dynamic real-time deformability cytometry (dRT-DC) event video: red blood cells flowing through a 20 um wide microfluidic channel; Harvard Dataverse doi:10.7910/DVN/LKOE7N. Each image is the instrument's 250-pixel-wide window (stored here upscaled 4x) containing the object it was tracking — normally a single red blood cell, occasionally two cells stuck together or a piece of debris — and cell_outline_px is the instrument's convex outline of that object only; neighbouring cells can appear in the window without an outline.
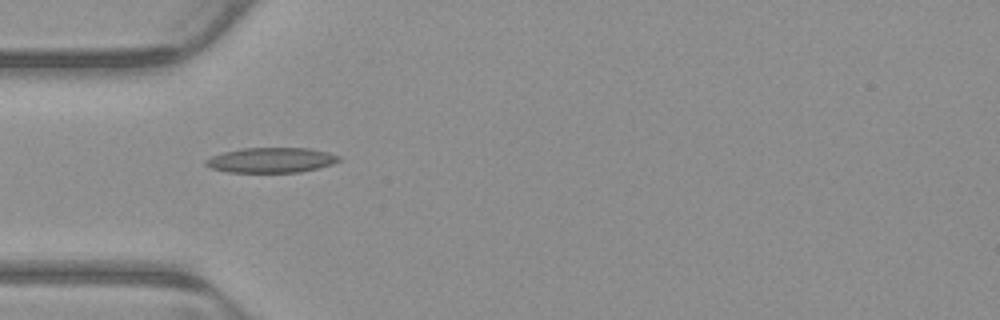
{"species": "common noctule bat (a hibernating species)", "species_latin": "Nyctalus noctula", "temperature_condition": "warm", "stored_images_in_passage": 4, "camera_frame_rate_fps": 3000, "um_per_image_px": 0.085, "animal": {"sex": "male", "body_mass_g": 23.1, "forearm_length_mm": 52.7}, "frame": {"image": 1, "passage_image": 3, "time_ms": 0.667, "image_size_px": [1000, 320], "cell_outline_px": [[340, 160], [332, 164], [320, 168], [300, 172], [228, 172], [212, 168], [204, 164], [204, 160], [212, 156], [224, 152], [244, 148], [308, 148], [328, 152], [340, 156]], "centroid_in_image_um": [23.07, 13.61], "position_along_channel_um": 61.9, "area_um2": 19.42}}
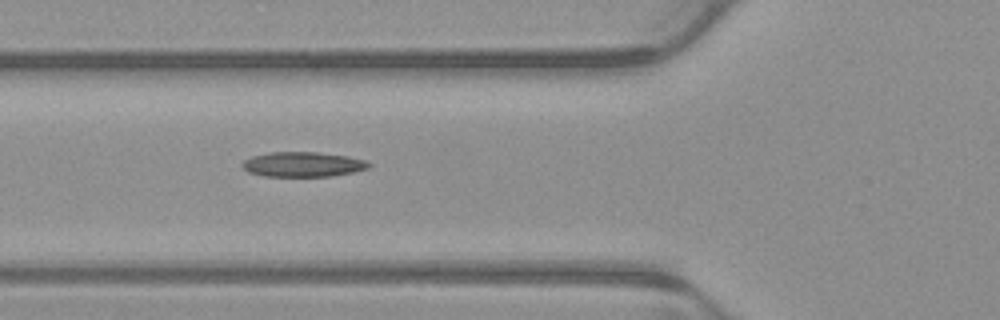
{"frame": {"image": 2, "passage_image": 4, "time_ms": 1.0, "image_size_px": [1000, 320], "cell_outline_px": [[372, 164], [368, 168], [352, 172], [332, 176], [264, 176], [248, 172], [240, 164], [244, 160], [252, 156], [268, 152], [316, 152], [348, 156], [364, 160]], "centroid_in_image_um": [25.72, 13.97], "position_along_channel_um": 100.1, "area_um2": 18.32}}